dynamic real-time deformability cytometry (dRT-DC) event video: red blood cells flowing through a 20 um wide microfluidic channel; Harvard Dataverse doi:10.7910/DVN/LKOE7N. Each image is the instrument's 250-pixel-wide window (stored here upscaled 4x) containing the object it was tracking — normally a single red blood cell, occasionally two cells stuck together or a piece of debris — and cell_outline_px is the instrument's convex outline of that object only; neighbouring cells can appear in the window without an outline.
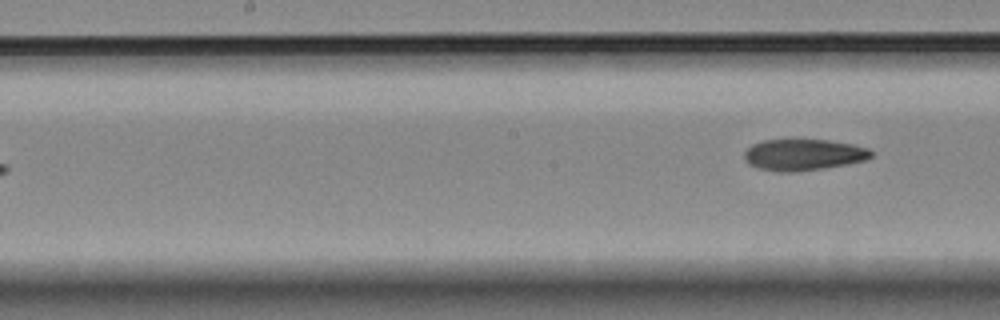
{"species": "Egyptian fruit bat (a non-hibernating species)", "species_latin": "Rousettus aegyptiacus", "temperature_condition": "room temperature", "stored_images_in_passage": 8, "segment_of_instrument_passage": [2, 2], "camera_frame_rate_fps": 3000, "um_per_image_px": 0.085, "animal": {"sex": "female"}, "frame": {"image": 1, "passage_image": 8, "time_ms": 9.333, "image_size_px": [1000, 320], "cell_outline_px": [[872, 156], [868, 160], [848, 164], [824, 168], [792, 172], [780, 172], [760, 168], [748, 164], [744, 160], [744, 152], [752, 144], [764, 140], [828, 140], [852, 144], [868, 148], [872, 152]], "centroid_in_image_um": [68.3, 13.16], "position_along_channel_um": 179.9, "area_um2": 23.18}}